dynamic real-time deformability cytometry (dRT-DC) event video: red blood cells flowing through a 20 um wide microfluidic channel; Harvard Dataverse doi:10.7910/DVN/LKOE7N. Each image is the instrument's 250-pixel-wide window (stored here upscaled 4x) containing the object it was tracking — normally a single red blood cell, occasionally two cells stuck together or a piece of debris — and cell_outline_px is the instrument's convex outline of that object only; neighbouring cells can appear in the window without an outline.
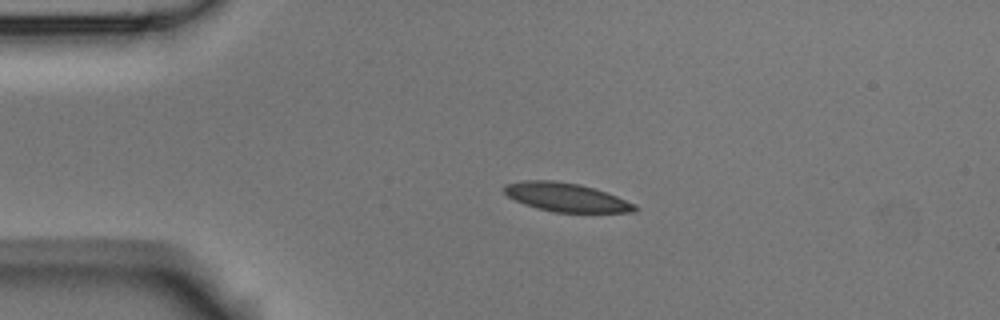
{"species": "Egyptian fruit bat (a non-hibernating species)", "species_latin": "Rousettus aegyptiacus", "temperature_condition": "room temperature", "stored_images_in_passage": 2, "camera_frame_rate_fps": 3000, "um_per_image_px": 0.085, "animal": {"sex": "male"}, "frame": {"image": 1, "passage_image": 1, "time_ms": 0.0, "image_size_px": [1000, 320], "cell_outline_px": [[640, 208], [636, 212], [556, 212], [536, 208], [524, 204], [508, 196], [504, 192], [504, 184], [524, 180], [552, 180], [580, 184], [616, 196], [636, 204]], "centroid_in_image_um": [48.13, 16.77], "position_along_channel_um": 36.9, "area_um2": 21.73}}